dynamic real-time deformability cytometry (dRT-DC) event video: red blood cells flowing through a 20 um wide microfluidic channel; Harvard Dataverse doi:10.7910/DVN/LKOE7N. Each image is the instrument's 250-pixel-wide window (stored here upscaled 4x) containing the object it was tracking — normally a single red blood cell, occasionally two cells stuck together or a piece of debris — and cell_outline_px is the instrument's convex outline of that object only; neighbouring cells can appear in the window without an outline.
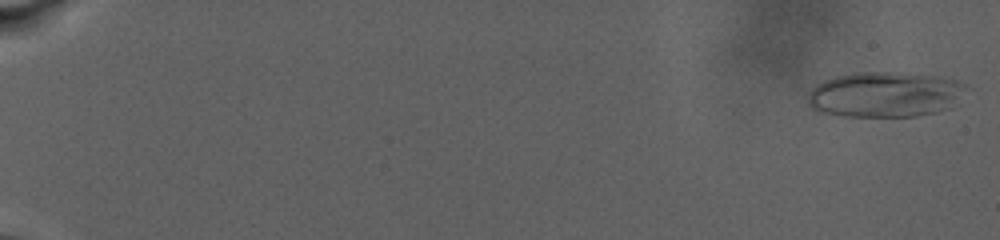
{"species": "human", "species_latin": "Homo sapiens", "temperature_condition": "warm", "stored_images_in_passage": 40, "camera_frame_rate_fps": 3000, "um_per_image_px": 0.085, "donor": {"sex": "male"}, "frame": {"image": 1, "passage_image": 1, "time_ms": 0.0, "image_size_px": [1000, 240], "cell_outline_px": [[964, 88], [948, 108], [916, 116], [848, 116], [824, 112], [812, 108], [808, 104], [808, 92], [816, 84], [824, 80], [836, 76], [856, 72], [888, 72], [940, 76], [956, 80], [964, 84]], "centroid_in_image_um": [75.13, 8.01], "position_along_channel_um": 9.9, "area_um2": 41.1}}
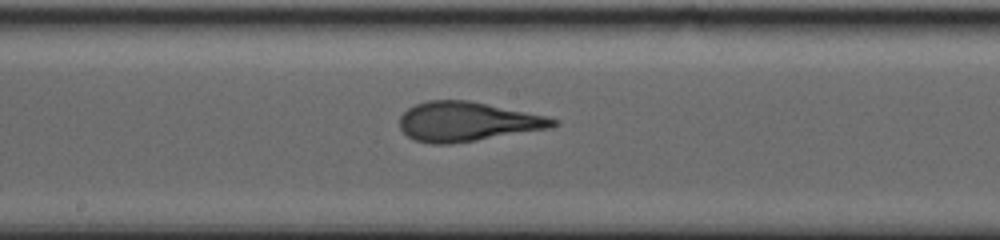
{"frame": {"image": 2, "passage_image": 26, "time_ms": 15.333, "image_size_px": [1000, 240], "cell_outline_px": [[560, 124], [552, 128], [476, 140], [448, 144], [432, 144], [416, 140], [408, 136], [400, 128], [400, 116], [408, 108], [416, 104], [428, 100], [468, 100], [548, 116], [556, 120]], "centroid_in_image_um": [39.73, 10.33], "position_along_channel_um": 208.5, "area_um2": 35.14}}
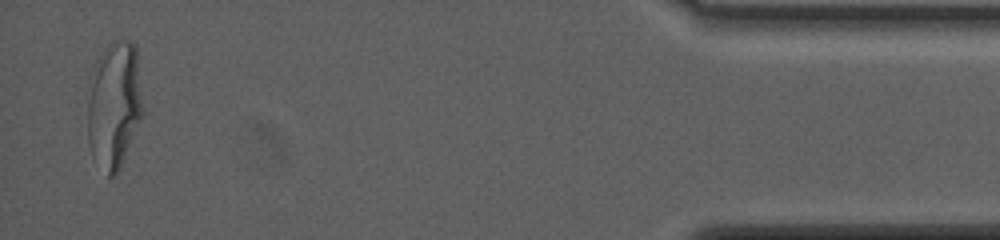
{"frame": {"image": 3, "passage_image": 40, "time_ms": 25.667, "image_size_px": [1000, 240], "cell_outline_px": [[144, 112], [120, 168], [116, 176], [108, 176], [92, 156], [88, 144], [88, 100], [92, 84], [100, 56], [104, 48], [112, 40], [132, 40], [136, 44]], "centroid_in_image_um": [9.75, 8.93], "position_along_channel_um": 425.5, "area_um2": 40.69}}